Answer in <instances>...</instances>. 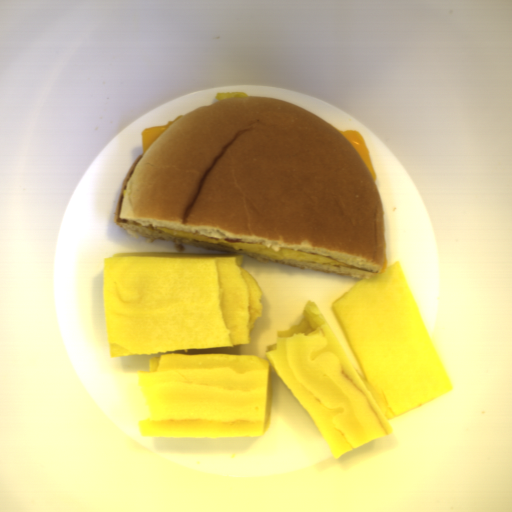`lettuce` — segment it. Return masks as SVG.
Returning a JSON list of instances; mask_svg holds the SVG:
<instances>
[{
  "instance_id": "9fb2a089",
  "label": "lettuce",
  "mask_w": 512,
  "mask_h": 512,
  "mask_svg": "<svg viewBox=\"0 0 512 512\" xmlns=\"http://www.w3.org/2000/svg\"><path fill=\"white\" fill-rule=\"evenodd\" d=\"M243 97H249L246 93L242 92H226V93H217L215 95L216 101H224V100H230V99H237V98H243Z\"/></svg>"
}]
</instances>
